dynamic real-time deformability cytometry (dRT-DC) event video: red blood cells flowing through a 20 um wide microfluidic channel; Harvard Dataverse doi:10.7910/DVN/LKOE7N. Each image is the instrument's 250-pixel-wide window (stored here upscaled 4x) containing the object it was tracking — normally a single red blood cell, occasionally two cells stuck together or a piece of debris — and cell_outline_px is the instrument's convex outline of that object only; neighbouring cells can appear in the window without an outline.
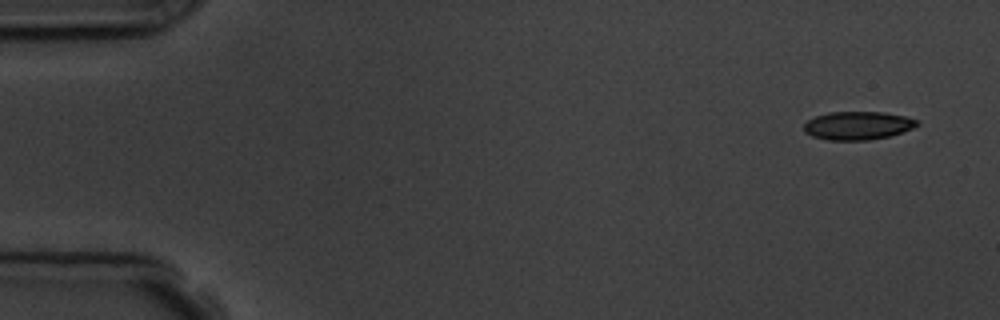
{"species": "common noctule bat (a hibernating species)", "species_latin": "Nyctalus noctula", "temperature_condition": "room temperature", "stored_images_in_passage": 4, "camera_frame_rate_fps": 3000, "um_per_image_px": 0.085, "animal": {"sex": "male", "body_mass_g": 19.5, "forearm_length_mm": 54.6}, "frame": {"image": 1, "passage_image": 1, "time_ms": 0.0, "image_size_px": [1000, 320], "cell_outline_px": [[920, 124], [912, 128], [888, 136], [868, 140], [828, 140], [812, 136], [804, 132], [804, 124], [808, 120], [816, 116], [828, 112], [884, 112], [904, 116], [920, 120]], "centroid_in_image_um": [72.9, 10.67], "position_along_channel_um": 12.1, "area_um2": 18.61}}
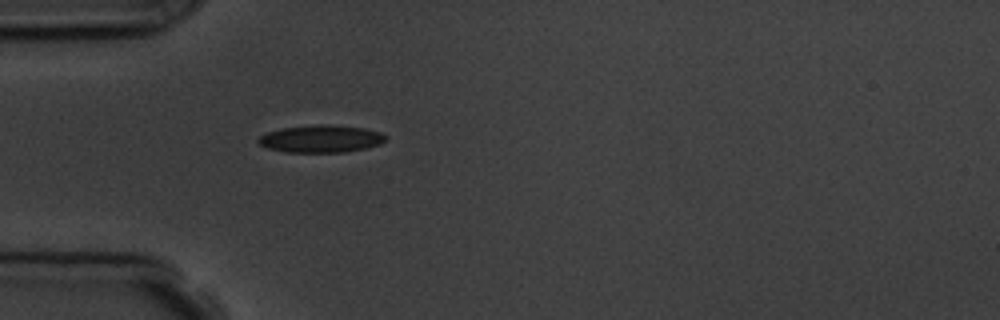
{"frame": {"image": 2, "passage_image": 4, "time_ms": 4.333, "image_size_px": [1000, 320], "cell_outline_px": [[388, 136], [380, 144], [364, 148], [344, 152], [284, 152], [268, 148], [260, 144], [256, 140], [260, 136], [268, 132], [284, 128], [316, 124], [324, 124], [364, 128], [380, 132]], "centroid_in_image_um": [27.28, 11.8], "position_along_channel_um": 57.7, "area_um2": 20.17}}